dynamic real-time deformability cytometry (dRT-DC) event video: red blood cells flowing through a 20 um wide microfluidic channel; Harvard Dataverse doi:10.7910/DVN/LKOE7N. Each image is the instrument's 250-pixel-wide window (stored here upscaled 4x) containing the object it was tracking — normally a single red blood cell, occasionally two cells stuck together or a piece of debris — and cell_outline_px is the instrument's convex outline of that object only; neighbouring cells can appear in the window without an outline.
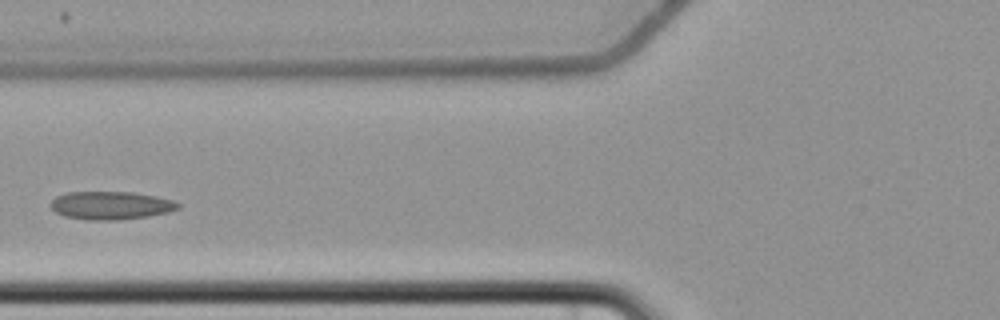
{"species": "common noctule bat (a hibernating species)", "species_latin": "Nyctalus noctula", "temperature_condition": "cold", "stored_images_in_passage": 7, "camera_frame_rate_fps": 3000, "um_per_image_px": 0.085, "animal": {"sex": "female", "body_mass_g": 22.7, "forearm_length_mm": 54.2}, "frame": {"image": 1, "passage_image": 5, "time_ms": 5.0, "image_size_px": [1000, 320], "cell_outline_px": [[180, 208], [168, 212], [148, 216], [120, 220], [88, 220], [64, 216], [56, 212], [48, 204], [56, 196], [68, 192], [132, 192], [156, 196], [172, 200], [180, 204]], "centroid_in_image_um": [9.41, 17.46], "position_along_channel_um": 116.4, "area_um2": 20.92}}
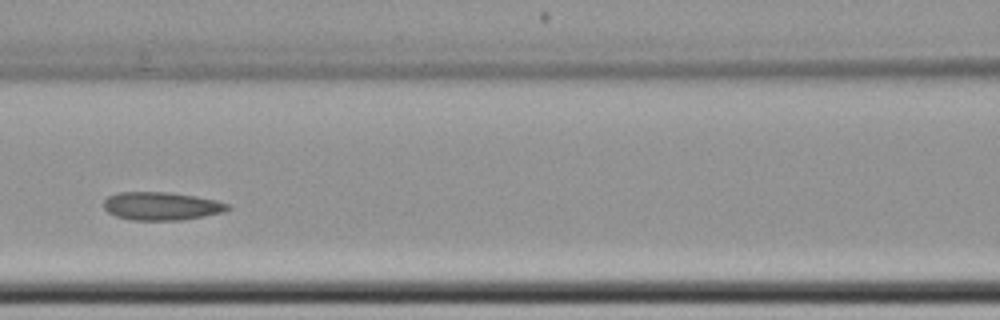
{"frame": {"image": 2, "passage_image": 6, "time_ms": 6.0, "image_size_px": [1000, 320], "cell_outline_px": [[232, 208], [224, 212], [204, 216], [180, 220], [132, 220], [116, 216], [108, 212], [104, 208], [104, 200], [108, 196], [120, 192], [168, 192], [196, 196], [216, 200], [228, 204]], "centroid_in_image_um": [13.74, 17.51], "position_along_channel_um": 152.9, "area_um2": 20.35}}
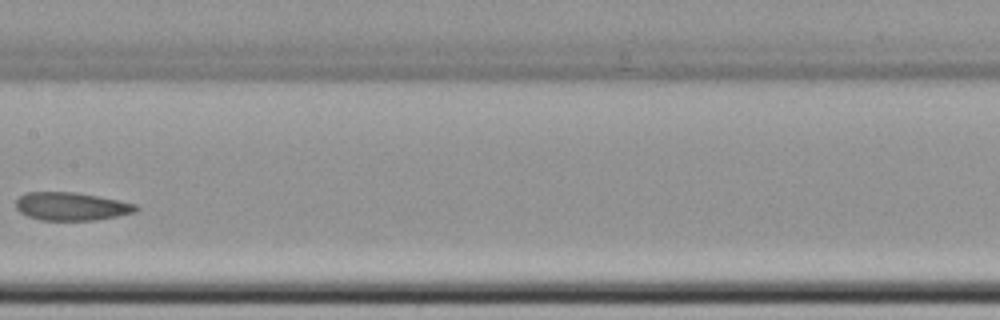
{"frame": {"image": 3, "passage_image": 7, "time_ms": 7.333, "image_size_px": [1000, 320], "cell_outline_px": [[140, 208], [136, 212], [96, 220], [40, 220], [28, 216], [20, 212], [16, 208], [16, 200], [20, 196], [28, 192], [76, 192], [136, 204]], "centroid_in_image_um": [6.06, 17.54], "position_along_channel_um": 201.3, "area_um2": 19.54}}